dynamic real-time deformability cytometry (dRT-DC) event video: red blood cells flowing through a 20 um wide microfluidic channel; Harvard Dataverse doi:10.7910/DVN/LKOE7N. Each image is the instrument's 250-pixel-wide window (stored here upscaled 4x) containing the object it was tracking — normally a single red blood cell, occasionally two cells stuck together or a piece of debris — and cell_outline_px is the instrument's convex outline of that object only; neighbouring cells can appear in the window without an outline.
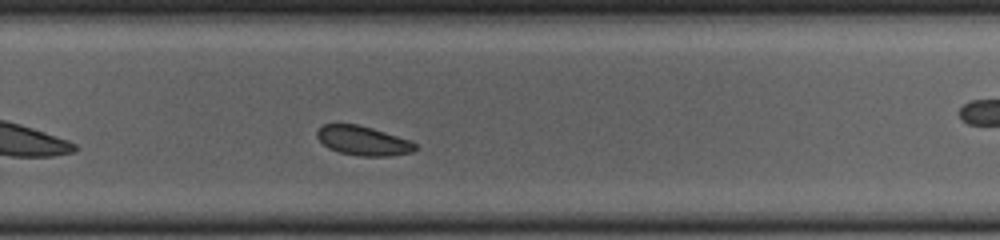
{"species": "common noctule bat (a hibernating species)", "species_latin": "Nyctalus noctula", "temperature_condition": "cold", "stored_images_in_passage": 38, "camera_frame_rate_fps": 3000, "um_per_image_px": 0.085, "animal": {"sex": "female", "body_mass_g": 23.0, "forearm_length_mm": 53.4}, "frame": {"image": 1, "passage_image": 22, "time_ms": 7.0, "image_size_px": [1000, 240], "cell_outline_px": [[416, 148], [412, 152], [392, 156], [360, 156], [340, 152], [328, 148], [316, 136], [316, 132], [324, 124], [356, 124], [372, 128], [412, 140], [416, 144]], "centroid_in_image_um": [30.89, 11.96], "position_along_channel_um": 298.9, "area_um2": 16.76}, "authors_computed_cell_mechanics": {"area_um2": 17.6579, "velocity_mm_per_s": 3.7522, "shape_relaxation_time_tau1_ms": null, "shape_relaxation_time_tau2_ms": 1.2286, "deformation_change_tau1": null, "deformation_change_tau2": 0.0494}}